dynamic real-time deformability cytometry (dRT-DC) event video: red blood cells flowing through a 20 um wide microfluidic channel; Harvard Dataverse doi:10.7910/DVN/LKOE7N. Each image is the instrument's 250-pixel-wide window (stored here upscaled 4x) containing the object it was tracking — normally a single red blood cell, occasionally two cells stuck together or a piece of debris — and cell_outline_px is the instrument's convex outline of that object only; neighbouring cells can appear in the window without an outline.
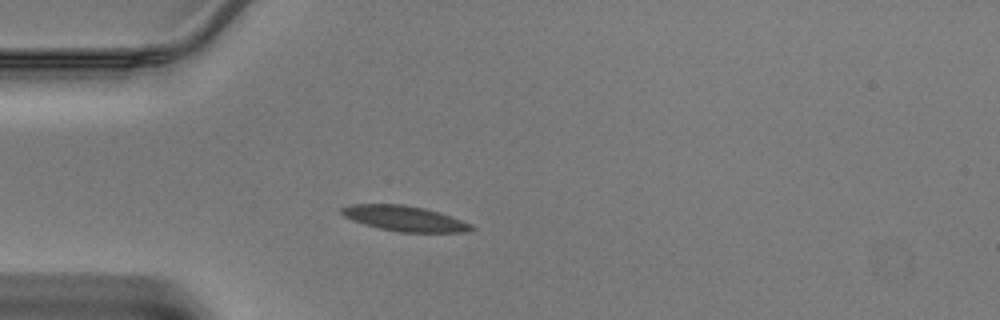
{"species": "Egyptian fruit bat (a non-hibernating species)", "species_latin": "Rousettus aegyptiacus", "temperature_condition": "warm", "stored_images_in_passage": 34, "camera_frame_rate_fps": 3000, "um_per_image_px": 0.085, "animal": {"sex": "male"}, "frame": {"image": 1, "passage_image": 1, "time_ms": 0.0, "image_size_px": [1000, 320], "cell_outline_px": [[476, 228], [468, 232], [400, 232], [380, 228], [364, 224], [352, 220], [344, 216], [340, 212], [340, 208], [352, 204], [404, 204], [424, 208], [440, 212], [452, 216], [472, 224]], "centroid_in_image_um": [34.42, 18.56], "position_along_channel_um": 50.6, "area_um2": 19.25}}
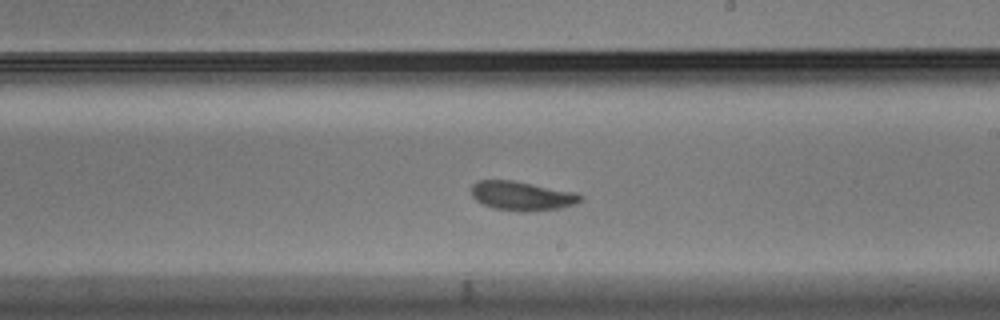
{"frame": {"image": 2, "passage_image": 15, "time_ms": 4.667, "image_size_px": [1000, 320], "cell_outline_px": [[584, 200], [576, 204], [560, 208], [528, 212], [524, 212], [492, 208], [476, 200], [472, 196], [472, 184], [480, 180], [512, 180], [576, 192], [584, 196]], "centroid_in_image_um": [44.41, 16.66], "position_along_channel_um": 244.6, "area_um2": 18.67}}
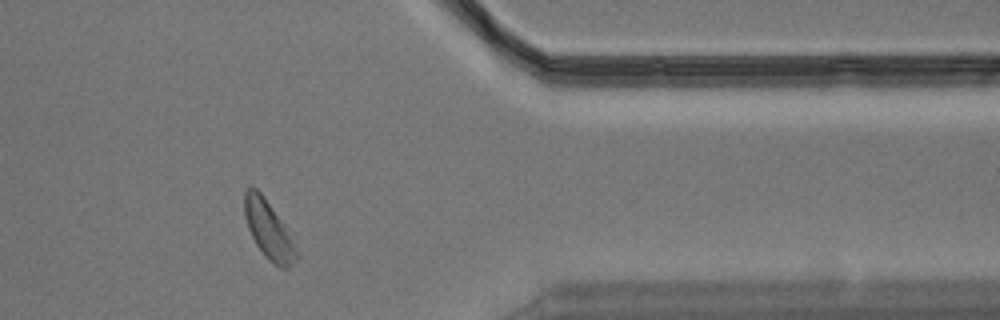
{"frame": {"image": 3, "passage_image": 26, "time_ms": 8.333, "image_size_px": [1000, 320], "cell_outline_px": [[296, 260], [288, 268], [280, 268], [268, 260], [256, 244], [248, 228], [244, 216], [244, 192], [252, 184], [264, 196], [280, 220], [296, 252]], "centroid_in_image_um": [22.75, 19.51], "position_along_channel_um": 388.6, "area_um2": 16.88}}